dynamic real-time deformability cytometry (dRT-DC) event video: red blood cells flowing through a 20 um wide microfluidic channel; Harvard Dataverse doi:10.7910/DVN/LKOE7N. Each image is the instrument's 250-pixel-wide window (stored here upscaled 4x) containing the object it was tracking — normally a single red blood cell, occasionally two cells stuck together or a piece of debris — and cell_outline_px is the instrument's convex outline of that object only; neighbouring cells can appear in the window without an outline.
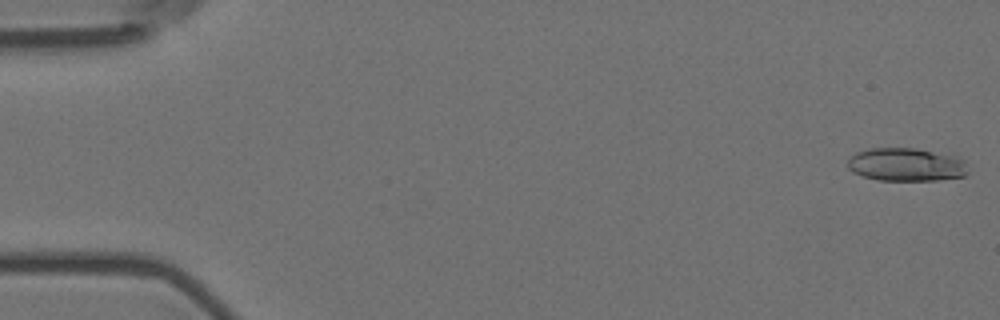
{"species": "Egyptian fruit bat (a non-hibernating species)", "species_latin": "Rousettus aegyptiacus", "temperature_condition": "room temperature", "stored_images_in_passage": 5, "camera_frame_rate_fps": 3000, "um_per_image_px": 0.085, "animal": {"sex": "female"}, "frame": {"image": 1, "passage_image": 1, "time_ms": 0.0, "image_size_px": [1000, 320], "cell_outline_px": [[968, 172], [964, 176], [936, 180], [876, 180], [852, 172], [848, 168], [848, 160], [856, 152], [868, 148], [916, 148], [960, 156], [964, 160]], "centroid_in_image_um": [77.04, 13.98], "position_along_channel_um": 8.0, "area_um2": 23.47}}
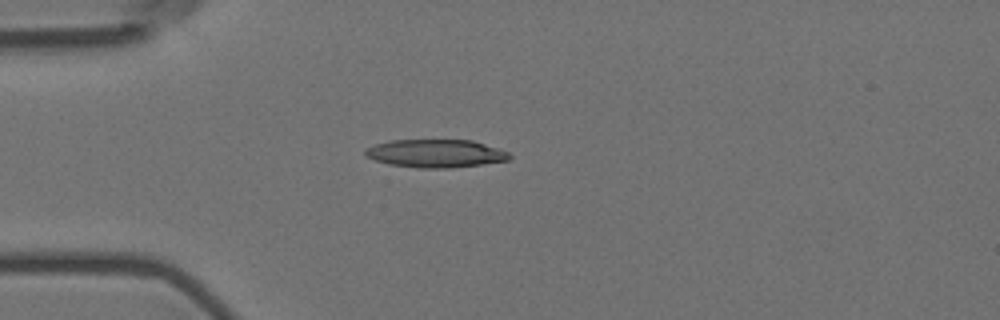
{"frame": {"image": 2, "passage_image": 5, "time_ms": 1.333, "image_size_px": [1000, 320], "cell_outline_px": [[512, 156], [508, 160], [480, 164], [448, 168], [420, 168], [388, 164], [364, 156], [364, 152], [368, 148], [376, 144], [388, 140], [472, 140], [508, 152]], "centroid_in_image_um": [37.0, 13.04], "position_along_channel_um": 48.0, "area_um2": 23.35}}